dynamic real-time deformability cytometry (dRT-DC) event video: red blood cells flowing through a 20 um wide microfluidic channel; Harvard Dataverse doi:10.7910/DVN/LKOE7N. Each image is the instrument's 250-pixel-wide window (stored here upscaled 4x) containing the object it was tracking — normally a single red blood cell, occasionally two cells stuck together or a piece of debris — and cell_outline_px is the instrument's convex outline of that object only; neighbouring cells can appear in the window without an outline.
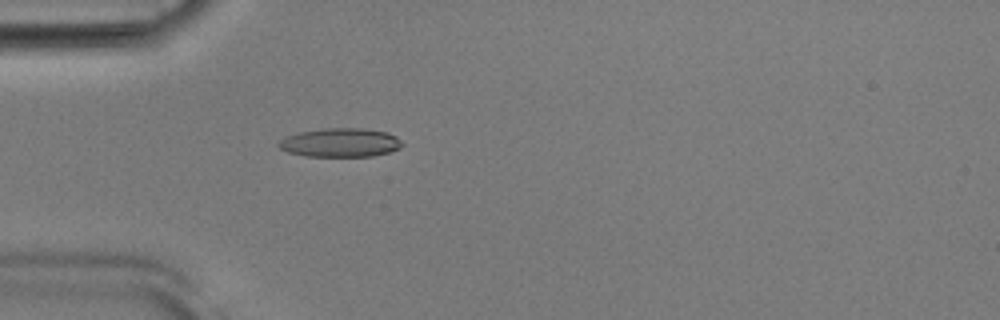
{"species": "Egyptian fruit bat (a non-hibernating species)", "species_latin": "Rousettus aegyptiacus", "temperature_condition": "room temperature", "stored_images_in_passage": 51, "camera_frame_rate_fps": 3000, "um_per_image_px": 0.085, "animal": {"sex": "male"}, "frame": {"image": 1, "passage_image": 14, "time_ms": 4.333, "image_size_px": [1000, 320], "cell_outline_px": [[404, 144], [400, 148], [388, 152], [372, 156], [304, 156], [288, 152], [280, 148], [276, 144], [280, 140], [288, 136], [300, 132], [324, 128], [360, 128], [388, 132], [396, 136]], "centroid_in_image_um": [28.94, 12.12], "position_along_channel_um": 56.1, "area_um2": 20.69}}
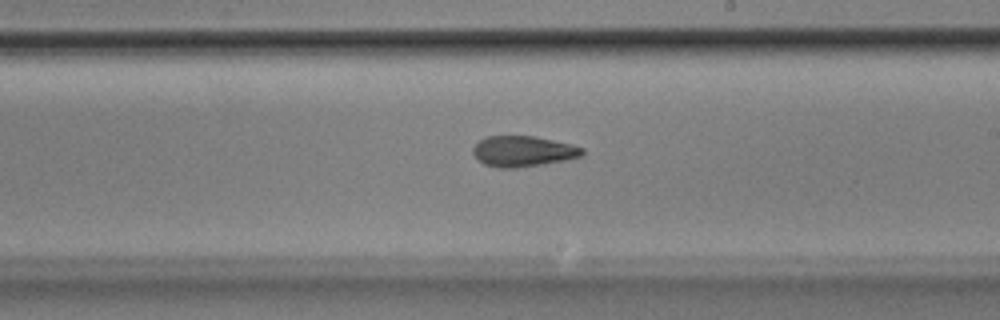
{"frame": {"image": 2, "passage_image": 29, "time_ms": 9.333, "image_size_px": [1000, 320], "cell_outline_px": [[584, 152], [580, 156], [564, 160], [544, 164], [516, 168], [500, 168], [484, 164], [472, 152], [472, 148], [480, 140], [488, 136], [532, 136], [572, 144], [584, 148]], "centroid_in_image_um": [44.46, 12.86], "position_along_channel_um": 244.5, "area_um2": 19.36}}
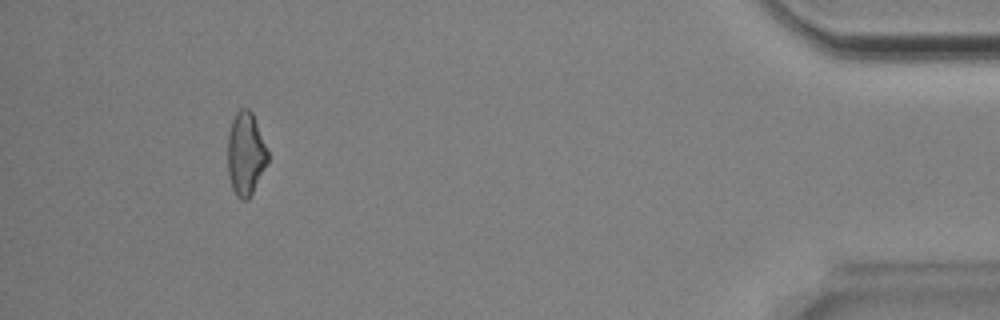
{"frame": {"image": 3, "passage_image": 47, "time_ms": 15.333, "image_size_px": [1000, 320], "cell_outline_px": [[268, 164], [248, 200], [240, 200], [236, 196], [232, 188], [228, 176], [228, 132], [232, 120], [236, 112], [240, 108], [248, 108], [252, 112], [268, 152]], "centroid_in_image_um": [20.87, 13.09], "position_along_channel_um": 414.3, "area_um2": 19.54}, "authors_computed_cell_mechanics": {"area_um2": 19.941, "velocity_mm_per_s": 3.8954, "shape_relaxation_time_tau1_ms": 7.692, "shape_relaxation_time_tau2_ms": 3.9599, "deformation_change_tau1": 0.1708, "deformation_change_tau2": 0.1246}}